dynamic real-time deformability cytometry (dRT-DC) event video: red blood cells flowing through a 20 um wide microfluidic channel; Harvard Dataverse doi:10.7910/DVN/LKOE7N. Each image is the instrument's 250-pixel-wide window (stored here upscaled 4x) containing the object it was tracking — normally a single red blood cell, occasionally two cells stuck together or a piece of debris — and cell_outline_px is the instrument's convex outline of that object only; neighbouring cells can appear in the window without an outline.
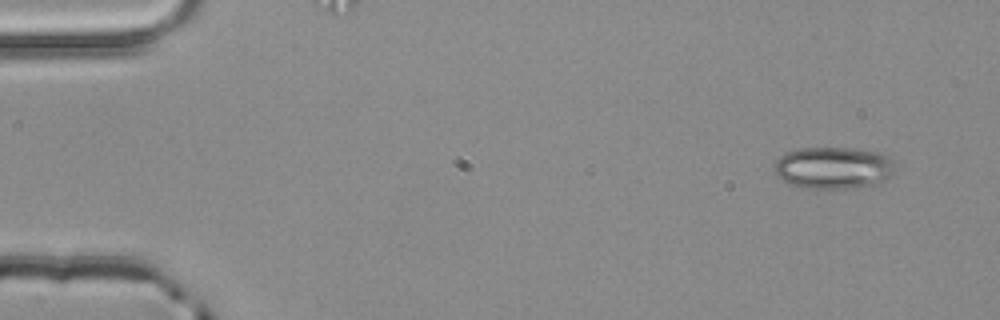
{"species": "common noctule bat (a hibernating species)", "species_latin": "Nyctalus noctula", "temperature_condition": "room temperature", "stored_images_in_passage": 3, "camera_frame_rate_fps": 3000, "um_per_image_px": 0.085, "animal": {"sex": "male", "body_mass_g": 20.4}, "frame": {"image": 1, "passage_image": 1, "time_ms": 0.0, "image_size_px": [1000, 320], "cell_outline_px": [[896, 168], [892, 176], [876, 184], [844, 188], [800, 188], [788, 184], [776, 176], [776, 160], [780, 156], [788, 152], [800, 148], [856, 148], [880, 152], [892, 160]], "centroid_in_image_um": [70.85, 14.26], "position_along_channel_um": 14.1, "area_um2": 29.65}}